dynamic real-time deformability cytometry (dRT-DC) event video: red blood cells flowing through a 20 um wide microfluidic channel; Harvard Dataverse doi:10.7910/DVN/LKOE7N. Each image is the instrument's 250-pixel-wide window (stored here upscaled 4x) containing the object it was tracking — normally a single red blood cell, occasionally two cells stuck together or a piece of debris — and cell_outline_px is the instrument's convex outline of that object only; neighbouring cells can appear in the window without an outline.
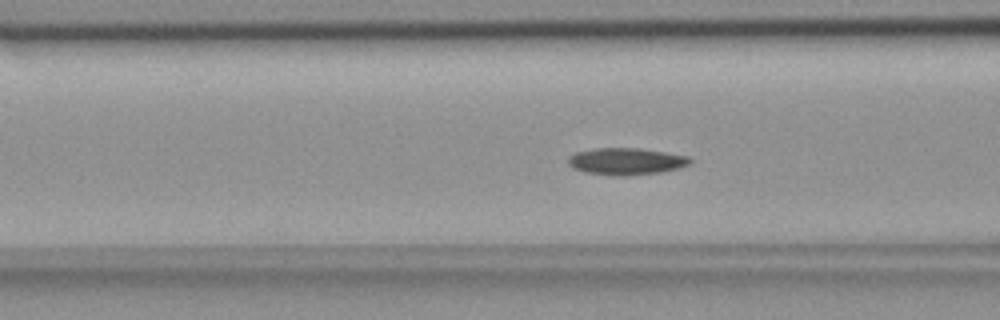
{"species": "common noctule bat (a hibernating species)", "species_latin": "Nyctalus noctula", "temperature_condition": "room temperature", "stored_images_in_passage": 56, "camera_frame_rate_fps": 3000, "um_per_image_px": 0.085, "animal": {"sex": "female", "body_mass_g": 18.4}, "frame": {"image": 1, "passage_image": 21, "time_ms": 6.667, "image_size_px": [1000, 320], "cell_outline_px": [[692, 164], [680, 168], [660, 172], [624, 176], [616, 176], [584, 172], [572, 168], [568, 164], [568, 156], [576, 152], [592, 148], [640, 148], [688, 156], [692, 160]], "centroid_in_image_um": [53.21, 13.71], "position_along_channel_um": 113.4, "area_um2": 19.31}}
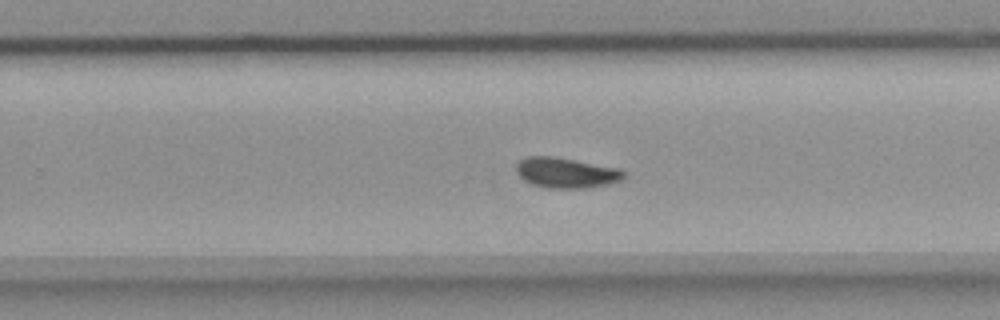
{"frame": {"image": 2, "passage_image": 35, "time_ms": 11.333, "image_size_px": [1000, 320], "cell_outline_px": [[628, 172], [624, 180], [608, 184], [588, 188], [548, 188], [532, 184], [524, 180], [516, 172], [516, 164], [520, 160], [528, 156], [552, 156], [620, 168]], "centroid_in_image_um": [48.18, 14.69], "position_along_channel_um": 281.6, "area_um2": 19.25}}
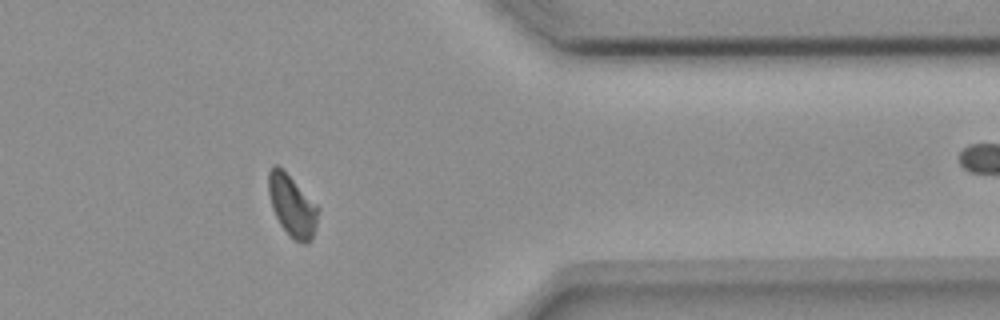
{"frame": {"image": 3, "passage_image": 45, "time_ms": 14.667, "image_size_px": [1000, 320], "cell_outline_px": [[320, 208], [316, 228], [312, 240], [308, 244], [300, 244], [288, 236], [280, 224], [272, 208], [268, 192], [268, 172], [272, 164], [276, 164]], "centroid_in_image_um": [24.84, 17.56], "position_along_channel_um": 386.6, "area_um2": 17.8}, "authors_computed_cell_mechanics": {"area_um2": 18.2359, "velocity_mm_per_s": 3.6185, "shape_relaxation_time_tau1_ms": 5.5835, "shape_relaxation_time_tau2_ms": 6.2785, "deformation_change_tau1": 0.1332, "deformation_change_tau2": 0.0886}}